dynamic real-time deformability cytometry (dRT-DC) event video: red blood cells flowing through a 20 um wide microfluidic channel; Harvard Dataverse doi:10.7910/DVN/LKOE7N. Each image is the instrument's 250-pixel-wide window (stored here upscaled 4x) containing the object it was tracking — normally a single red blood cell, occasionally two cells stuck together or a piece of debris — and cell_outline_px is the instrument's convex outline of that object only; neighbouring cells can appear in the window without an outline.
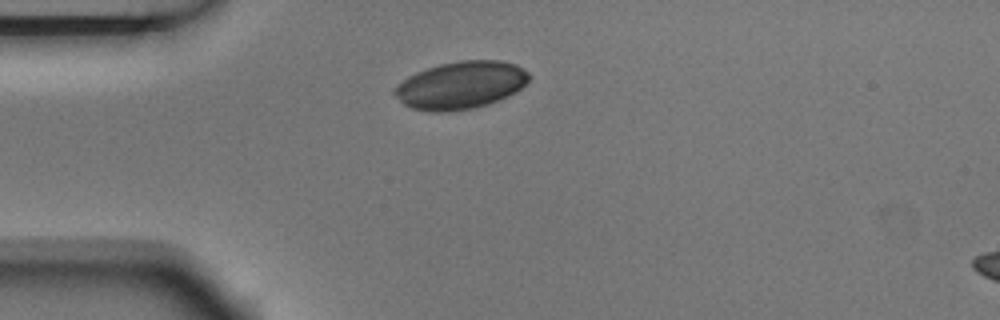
{"species": "Egyptian fruit bat (a non-hibernating species)", "species_latin": "Rousettus aegyptiacus", "temperature_condition": "room temperature", "stored_images_in_passage": 3, "camera_frame_rate_fps": 3000, "um_per_image_px": 0.085, "animal": {"sex": "male"}, "frame": {"image": 1, "passage_image": 1, "time_ms": 0.0, "image_size_px": [1000, 320], "cell_outline_px": [[532, 76], [520, 88], [508, 96], [488, 104], [472, 108], [444, 112], [432, 112], [412, 108], [404, 104], [392, 92], [396, 84], [408, 76], [416, 72], [440, 64], [460, 60], [500, 60], [516, 64], [528, 72]], "centroid_in_image_um": [39.15, 7.23], "position_along_channel_um": 45.8, "area_um2": 37.22}}
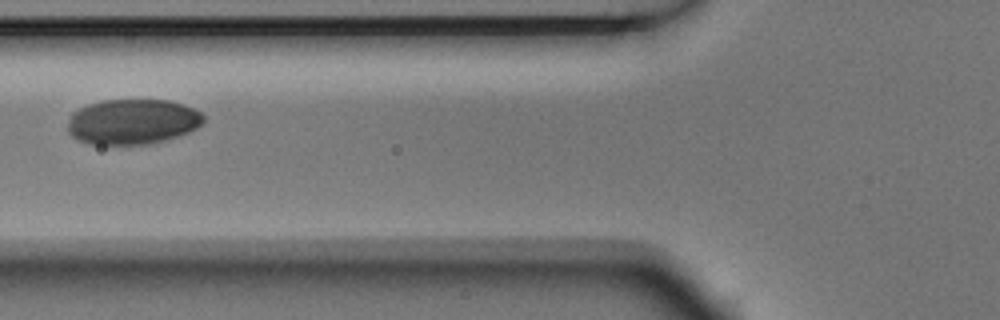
{"frame": {"image": 2, "passage_image": 3, "time_ms": 0.667, "image_size_px": [1000, 320], "cell_outline_px": [[204, 124], [188, 132], [164, 140], [148, 144], [88, 144], [72, 136], [68, 132], [68, 120], [72, 112], [88, 104], [100, 100], [168, 100], [184, 104], [200, 112], [204, 116]], "centroid_in_image_um": [11.26, 10.33], "position_along_channel_um": 114.5, "area_um2": 35.89}}